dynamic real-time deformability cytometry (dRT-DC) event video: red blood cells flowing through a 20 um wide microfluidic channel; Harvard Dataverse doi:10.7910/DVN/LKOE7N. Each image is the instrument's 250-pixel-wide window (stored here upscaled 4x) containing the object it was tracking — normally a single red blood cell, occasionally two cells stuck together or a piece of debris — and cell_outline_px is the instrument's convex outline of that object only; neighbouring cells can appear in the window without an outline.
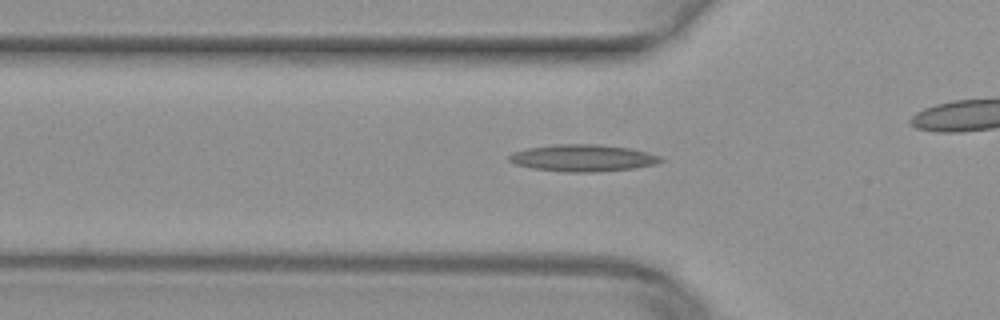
{"species": "common noctule bat (a hibernating species)", "species_latin": "Nyctalus noctula", "temperature_condition": "warm", "stored_images_in_passage": 40, "camera_frame_rate_fps": 3000, "um_per_image_px": 0.085, "animal": {"sex": "female", "body_mass_g": 29.2, "forearm_length_mm": 56.3}, "frame": {"image": 1, "passage_image": 16, "time_ms": 5.0, "image_size_px": [1000, 320], "cell_outline_px": [[664, 160], [656, 164], [636, 168], [592, 172], [568, 172], [532, 168], [516, 164], [508, 160], [508, 156], [512, 152], [528, 148], [552, 144], [600, 144], [628, 148], [660, 156]], "centroid_in_image_um": [49.52, 13.42], "position_along_channel_um": 76.3, "area_um2": 23.7}}
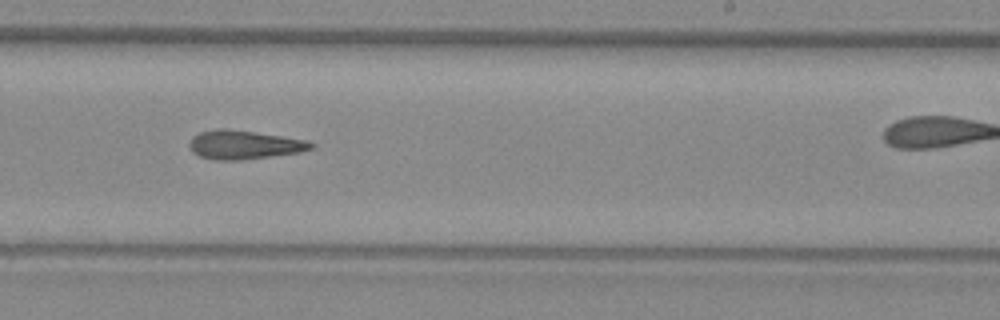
{"frame": {"image": 2, "passage_image": 30, "time_ms": 9.667, "image_size_px": [1000, 320], "cell_outline_px": [[316, 148], [300, 152], [240, 160], [212, 160], [200, 156], [192, 152], [188, 144], [192, 136], [200, 132], [216, 128], [224, 128], [308, 140], [316, 144]], "centroid_in_image_um": [20.74, 12.31], "position_along_channel_um": 268.3, "area_um2": 20.46}}
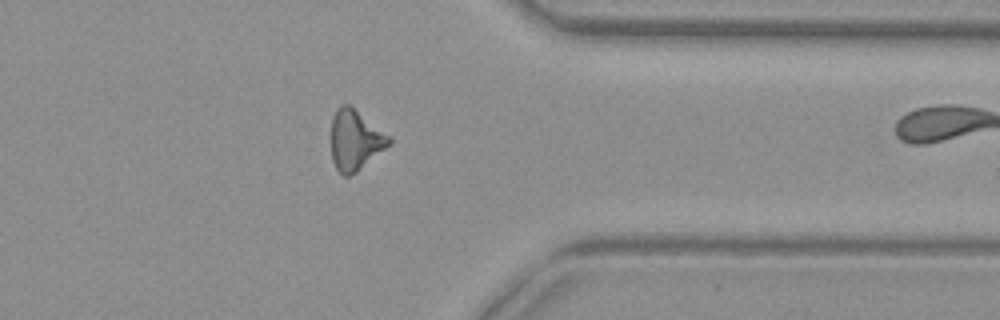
{"frame": {"image": 3, "passage_image": 39, "time_ms": 12.667, "image_size_px": [1000, 320], "cell_outline_px": [[392, 140], [384, 148], [356, 172], [348, 176], [344, 176], [336, 168], [332, 160], [332, 116], [336, 108], [340, 104], [348, 104], [392, 136]], "centroid_in_image_um": [30.18, 11.87], "position_along_channel_um": 381.2, "area_um2": 20.06}}